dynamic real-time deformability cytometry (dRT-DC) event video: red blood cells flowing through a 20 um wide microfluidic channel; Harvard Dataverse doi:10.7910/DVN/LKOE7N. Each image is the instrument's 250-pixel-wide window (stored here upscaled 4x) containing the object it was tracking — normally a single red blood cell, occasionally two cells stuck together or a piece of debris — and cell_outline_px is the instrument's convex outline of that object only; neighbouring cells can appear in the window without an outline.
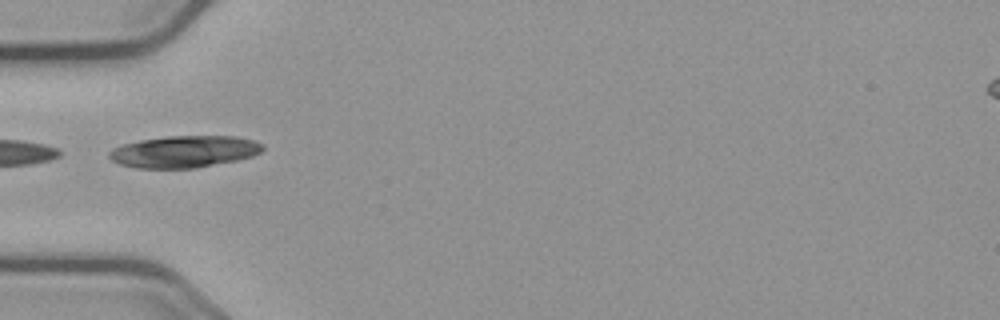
{"species": "common noctule bat (a hibernating species)", "species_latin": "Nyctalus noctula", "temperature_condition": "cold", "stored_images_in_passage": 24, "camera_frame_rate_fps": 3000, "um_per_image_px": 0.085, "animal": {"sex": "male", "body_mass_g": 23.1, "forearm_length_mm": 52.7}, "frame": {"image": 1, "passage_image": 1, "time_ms": 0.0, "image_size_px": [1000, 320], "cell_outline_px": [[264, 148], [260, 152], [252, 156], [236, 160], [196, 168], [136, 168], [120, 164], [112, 160], [108, 156], [108, 152], [112, 148], [124, 144], [140, 140], [168, 136], [236, 136], [252, 140], [264, 144]], "centroid_in_image_um": [15.65, 12.88], "position_along_channel_um": 69.4, "area_um2": 28.44}}